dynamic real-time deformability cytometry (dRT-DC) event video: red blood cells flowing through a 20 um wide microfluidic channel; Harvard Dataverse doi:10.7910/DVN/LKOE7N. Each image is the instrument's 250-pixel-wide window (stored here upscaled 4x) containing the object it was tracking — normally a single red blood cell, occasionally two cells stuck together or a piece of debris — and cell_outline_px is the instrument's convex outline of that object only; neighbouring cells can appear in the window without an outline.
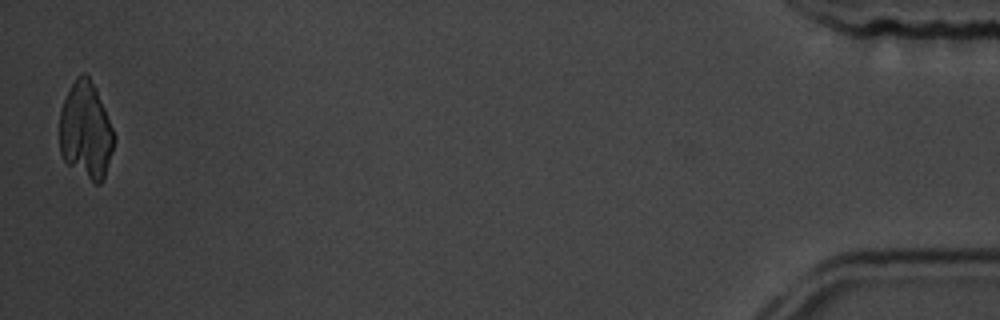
{"species": "common noctule bat (a hibernating species)", "species_latin": "Nyctalus noctula", "temperature_condition": "room temperature", "stored_images_in_passage": 14, "camera_frame_rate_fps": 3000, "um_per_image_px": 0.085, "animal": {"sex": "male", "body_mass_g": 19.5, "forearm_length_mm": 54.6}, "frame": {"image": 1, "passage_image": 14, "time_ms": 15.667, "image_size_px": [1000, 320], "cell_outline_px": [[116, 140], [104, 176], [100, 184], [96, 184], [68, 164], [64, 160], [60, 152], [60, 112], [64, 100], [76, 76], [80, 72], [84, 72], [88, 76], [96, 88], [116, 136]], "centroid_in_image_um": [7.31, 11.08], "position_along_channel_um": 427.9, "area_um2": 30.63}}